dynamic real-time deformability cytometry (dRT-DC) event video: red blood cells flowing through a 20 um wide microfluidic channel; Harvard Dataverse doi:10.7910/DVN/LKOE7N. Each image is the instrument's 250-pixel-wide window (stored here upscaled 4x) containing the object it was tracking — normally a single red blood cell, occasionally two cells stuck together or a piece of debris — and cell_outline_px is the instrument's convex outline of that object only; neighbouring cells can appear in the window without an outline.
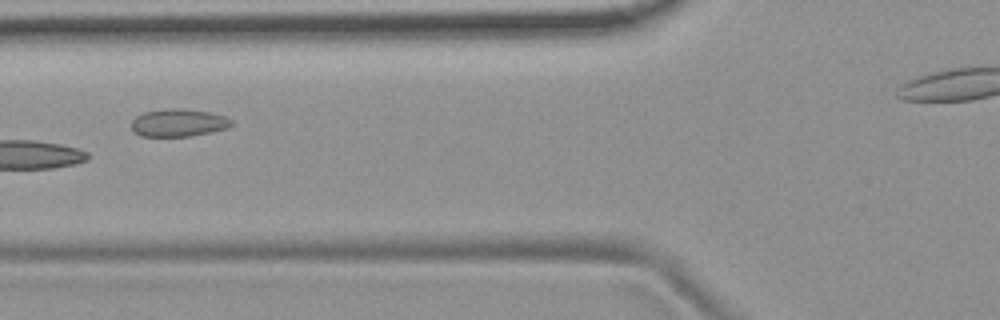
{"species": "common noctule bat (a hibernating species)", "species_latin": "Nyctalus noctula", "temperature_condition": "room temperature", "stored_images_in_passage": 7, "camera_frame_rate_fps": 3000, "um_per_image_px": 0.085, "animal": {"sex": "female", "body_mass_g": 19.9}, "frame": {"image": 1, "passage_image": 5, "time_ms": 5.667, "image_size_px": [1000, 320], "cell_outline_px": [[232, 124], [228, 128], [212, 132], [188, 136], [140, 136], [132, 128], [132, 120], [136, 116], [144, 112], [164, 108], [180, 108], [212, 112], [224, 116], [232, 120]], "centroid_in_image_um": [15.18, 10.42], "position_along_channel_um": 110.6, "area_um2": 16.18}}
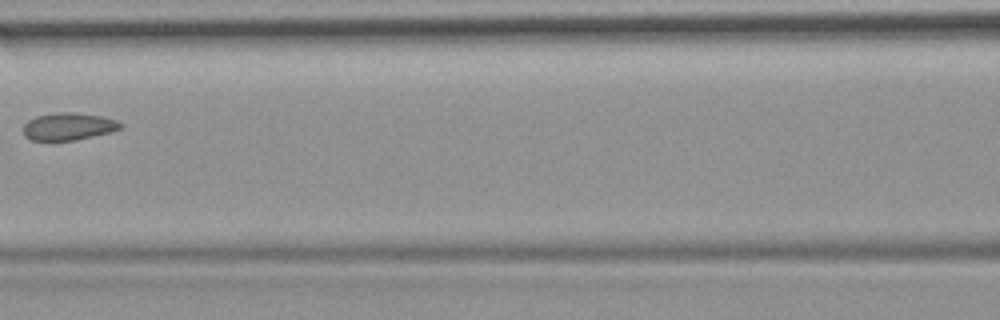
{"frame": {"image": 2, "passage_image": 6, "time_ms": 7.0, "image_size_px": [1000, 320], "cell_outline_px": [[124, 128], [112, 132], [72, 140], [32, 140], [24, 136], [24, 124], [28, 120], [36, 116], [56, 112], [72, 112], [100, 116], [116, 120], [124, 124]], "centroid_in_image_um": [5.84, 10.74], "position_along_channel_um": 160.8, "area_um2": 15.49}}
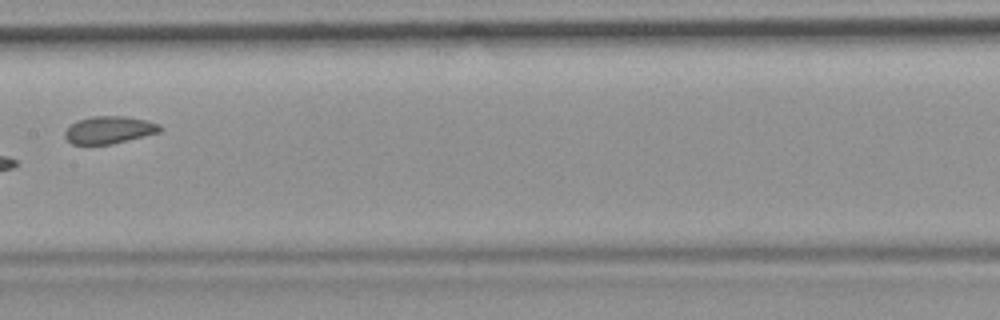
{"frame": {"image": 3, "passage_image": 7, "time_ms": 8.0, "image_size_px": [1000, 320], "cell_outline_px": [[164, 128], [160, 132], [112, 144], [72, 144], [64, 136], [64, 132], [76, 120], [92, 116], [124, 116], [144, 120], [160, 124]], "centroid_in_image_um": [9.29, 11.04], "position_along_channel_um": 198.1, "area_um2": 15.14}}